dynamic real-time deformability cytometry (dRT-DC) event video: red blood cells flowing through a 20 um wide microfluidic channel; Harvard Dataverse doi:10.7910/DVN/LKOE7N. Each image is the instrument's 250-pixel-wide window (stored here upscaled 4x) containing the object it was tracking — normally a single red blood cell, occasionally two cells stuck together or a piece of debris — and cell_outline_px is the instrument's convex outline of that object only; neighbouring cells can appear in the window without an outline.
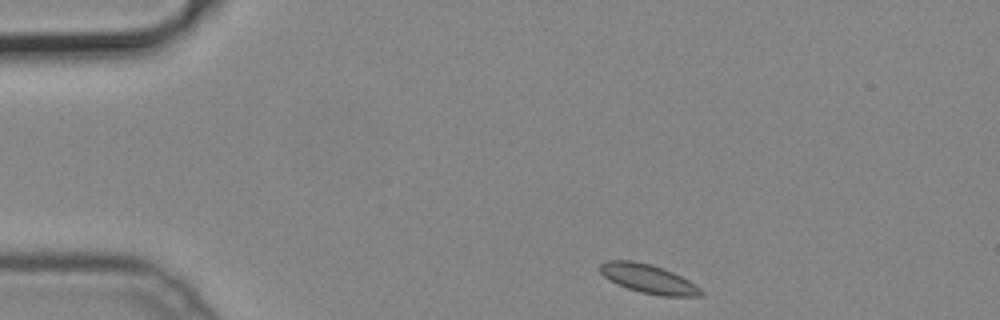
{"species": "common noctule bat (a hibernating species)", "species_latin": "Nyctalus noctula", "temperature_condition": "cold", "stored_images_in_passage": 44, "camera_frame_rate_fps": 3000, "um_per_image_px": 0.085, "animal": {"sex": "male", "body_mass_g": 19.2, "forearm_length_mm": 51.8}, "frame": {"image": 1, "passage_image": 1, "time_ms": 0.0, "image_size_px": [1000, 320], "cell_outline_px": [[704, 296], [664, 296], [640, 292], [628, 288], [604, 276], [600, 272], [600, 264], [608, 260], [632, 260], [652, 264], [672, 272], [688, 280], [700, 288], [704, 292]], "centroid_in_image_um": [55.14, 23.69], "position_along_channel_um": 29.9, "area_um2": 16.76}}
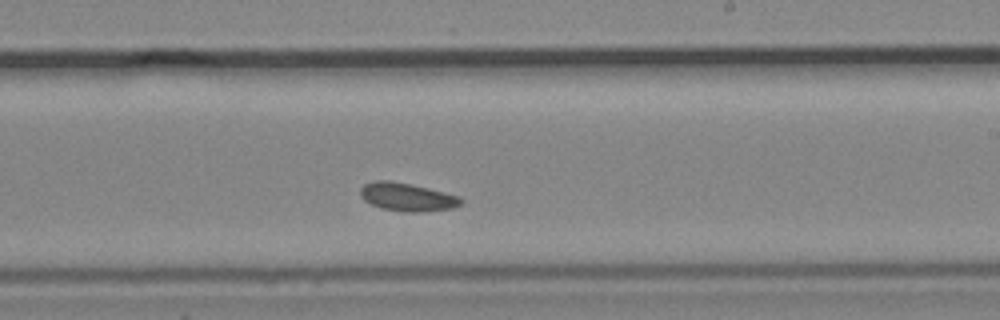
{"frame": {"image": 2, "passage_image": 23, "time_ms": 7.333, "image_size_px": [1000, 320], "cell_outline_px": [[464, 200], [460, 204], [452, 208], [420, 212], [404, 212], [380, 208], [364, 200], [360, 196], [360, 188], [364, 184], [372, 180], [388, 180], [428, 188], [460, 196]], "centroid_in_image_um": [34.58, 16.74], "position_along_channel_um": 254.4, "area_um2": 16.53}}
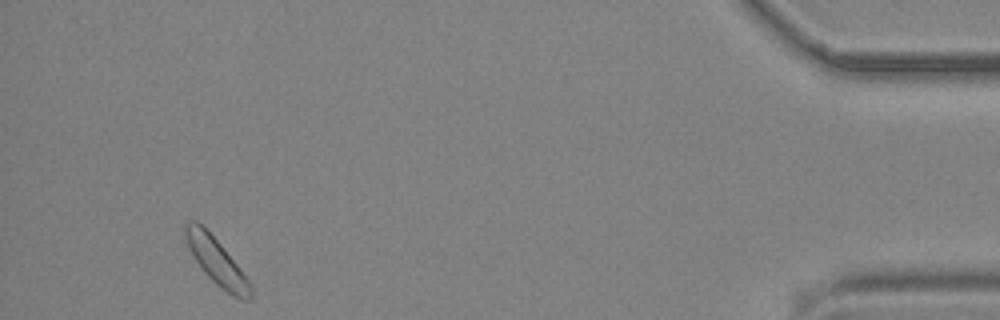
{"frame": {"image": 3, "passage_image": 41, "time_ms": 13.333, "image_size_px": [1000, 320], "cell_outline_px": [[252, 296], [248, 300], [236, 296], [228, 292], [216, 284], [204, 272], [192, 256], [188, 248], [184, 236], [184, 224], [188, 220], [196, 220], [220, 244], [236, 264], [248, 280], [252, 288]], "centroid_in_image_um": [18.34, 22.17], "position_along_channel_um": 416.9, "area_um2": 17.17}}